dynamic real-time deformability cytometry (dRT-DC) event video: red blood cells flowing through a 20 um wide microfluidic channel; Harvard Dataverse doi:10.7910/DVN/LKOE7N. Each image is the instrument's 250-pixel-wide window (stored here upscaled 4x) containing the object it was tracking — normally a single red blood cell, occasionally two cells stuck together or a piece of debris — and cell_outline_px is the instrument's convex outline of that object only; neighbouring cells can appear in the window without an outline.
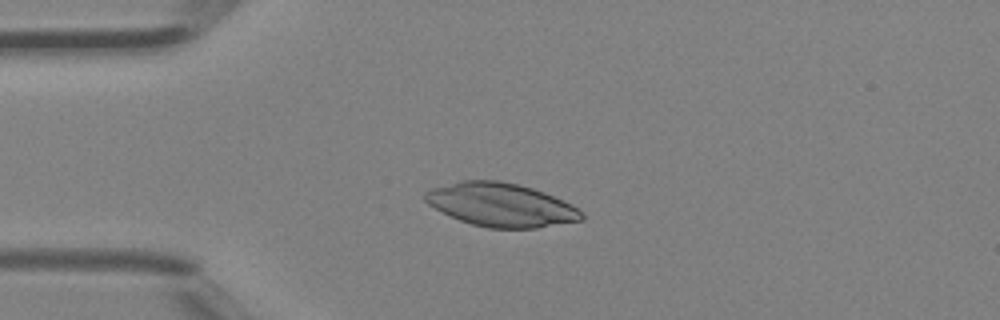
{"species": "Egyptian fruit bat (a non-hibernating species)", "species_latin": "Rousettus aegyptiacus", "temperature_condition": "room temperature", "stored_images_in_passage": 3, "camera_frame_rate_fps": 3000, "um_per_image_px": 0.085, "animal": {"sex": "female"}, "frame": {"image": 1, "passage_image": 3, "time_ms": 0.667, "image_size_px": [1000, 320], "cell_outline_px": [[584, 220], [536, 228], [488, 228], [472, 224], [460, 220], [428, 204], [424, 200], [424, 192], [432, 188], [464, 180], [500, 180], [532, 188], [544, 192], [564, 200], [572, 204], [584, 212]], "centroid_in_image_um": [42.63, 17.41], "position_along_channel_um": 42.4, "area_um2": 39.59}}